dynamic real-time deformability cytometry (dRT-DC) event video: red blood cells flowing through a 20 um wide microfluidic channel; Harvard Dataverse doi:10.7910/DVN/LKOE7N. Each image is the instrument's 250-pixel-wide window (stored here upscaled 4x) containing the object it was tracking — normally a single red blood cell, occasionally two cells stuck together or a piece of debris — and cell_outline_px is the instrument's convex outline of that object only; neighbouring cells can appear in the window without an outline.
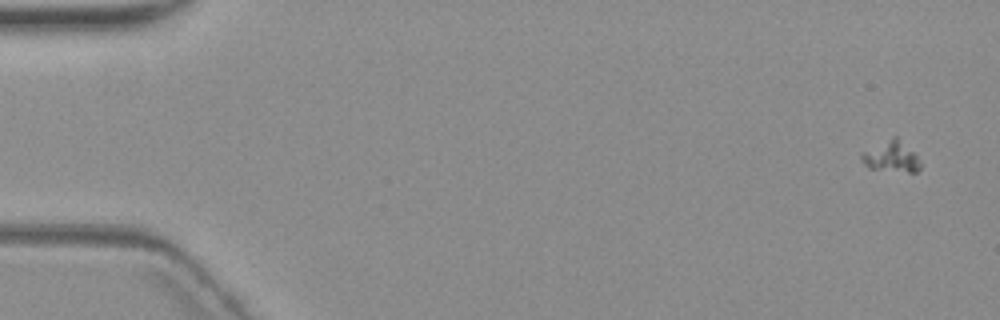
{"species": "common noctule bat (a hibernating species)", "species_latin": "Nyctalus noctula", "temperature_condition": "warm", "stored_images_in_passage": 4, "camera_frame_rate_fps": 3000, "um_per_image_px": 0.085, "animal": {"sex": "female", "body_mass_g": 19.3, "forearm_length_mm": 54.1}, "frame": {"image": 1, "passage_image": 1, "time_ms": 0.0, "image_size_px": [1000, 320], "cell_outline_px": [[920, 168], [916, 172], [908, 172], [868, 168], [860, 160], [860, 152], [892, 136], [896, 136], [916, 156], [920, 164]], "centroid_in_image_um": [75.68, 13.31], "position_along_channel_um": 9.3, "area_um2": 10.52}}